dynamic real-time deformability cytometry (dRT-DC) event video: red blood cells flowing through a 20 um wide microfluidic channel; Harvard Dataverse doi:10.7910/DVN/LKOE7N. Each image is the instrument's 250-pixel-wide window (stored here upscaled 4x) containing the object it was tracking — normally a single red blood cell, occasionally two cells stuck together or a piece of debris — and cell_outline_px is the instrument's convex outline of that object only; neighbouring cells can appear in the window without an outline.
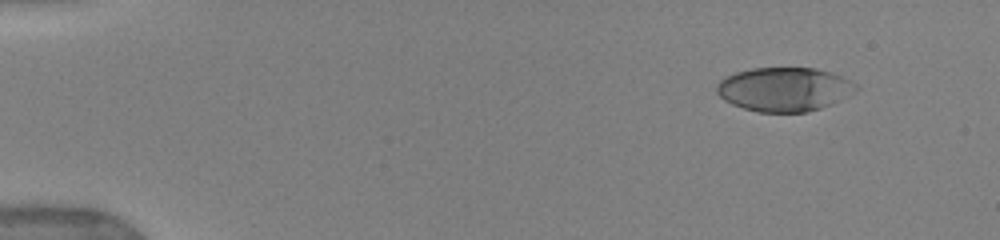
{"species": "human", "species_latin": "Homo sapiens", "temperature_condition": "warm", "stored_images_in_passage": 15, "camera_frame_rate_fps": 3000, "um_per_image_px": 0.085, "donor": {"sex": "female"}, "frame": {"image": 1, "passage_image": 1, "time_ms": 0.0, "image_size_px": [1000, 240], "cell_outline_px": [[856, 88], [836, 100], [820, 108], [808, 112], [756, 112], [732, 104], [724, 100], [716, 92], [716, 84], [720, 80], [736, 72], [752, 68], [816, 68], [840, 76], [856, 84]], "centroid_in_image_um": [66.56, 7.59], "position_along_channel_um": 18.4, "area_um2": 34.97}}
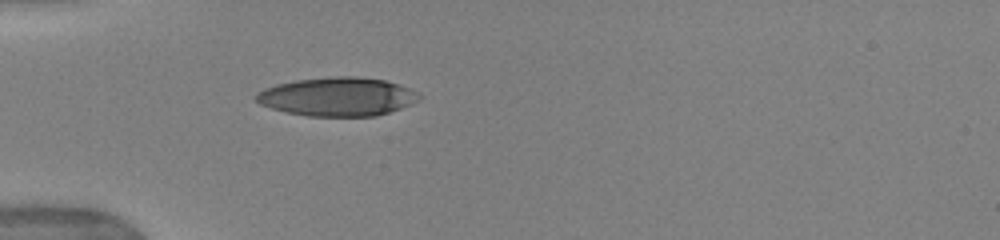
{"frame": {"image": 2, "passage_image": 10, "time_ms": 3.667, "image_size_px": [1000, 240], "cell_outline_px": [[420, 100], [400, 108], [376, 116], [308, 116], [288, 112], [272, 108], [260, 104], [256, 100], [256, 96], [264, 88], [276, 84], [296, 80], [336, 76], [352, 76], [384, 80], [408, 88], [416, 92], [420, 96]], "centroid_in_image_um": [28.68, 8.22], "position_along_channel_um": 56.3, "area_um2": 36.3}}